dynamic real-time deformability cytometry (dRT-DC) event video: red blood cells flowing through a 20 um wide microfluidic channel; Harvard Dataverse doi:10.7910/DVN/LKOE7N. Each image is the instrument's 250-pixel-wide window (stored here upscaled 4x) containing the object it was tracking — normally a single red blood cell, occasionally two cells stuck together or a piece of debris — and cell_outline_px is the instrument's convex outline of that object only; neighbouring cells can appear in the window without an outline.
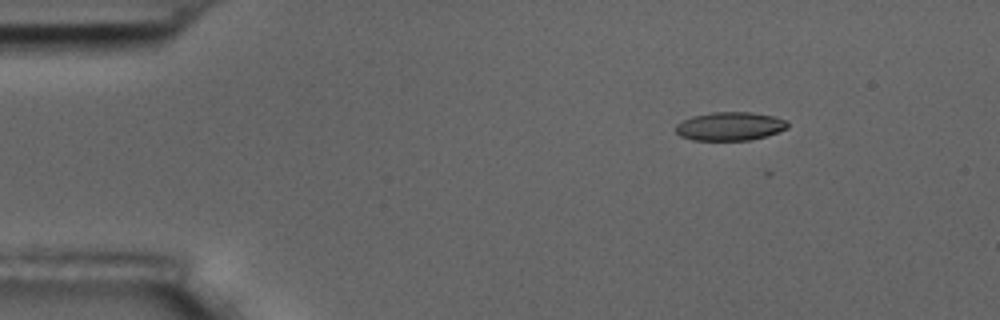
{"species": "common noctule bat (a hibernating species)", "species_latin": "Nyctalus noctula", "temperature_condition": "room temperature", "stored_images_in_passage": 6, "camera_frame_rate_fps": 3000, "um_per_image_px": 0.085, "animal": {"sex": "male", "body_mass_g": 17.5, "forearm_length_mm": 52.3}, "frame": {"image": 1, "passage_image": 3, "time_ms": 2.333, "image_size_px": [1000, 320], "cell_outline_px": [[788, 128], [764, 136], [748, 140], [692, 140], [680, 136], [676, 132], [676, 124], [692, 116], [712, 112], [752, 112], [772, 116], [788, 120]], "centroid_in_image_um": [62.03, 10.73], "position_along_channel_um": 23.0, "area_um2": 18.5}}